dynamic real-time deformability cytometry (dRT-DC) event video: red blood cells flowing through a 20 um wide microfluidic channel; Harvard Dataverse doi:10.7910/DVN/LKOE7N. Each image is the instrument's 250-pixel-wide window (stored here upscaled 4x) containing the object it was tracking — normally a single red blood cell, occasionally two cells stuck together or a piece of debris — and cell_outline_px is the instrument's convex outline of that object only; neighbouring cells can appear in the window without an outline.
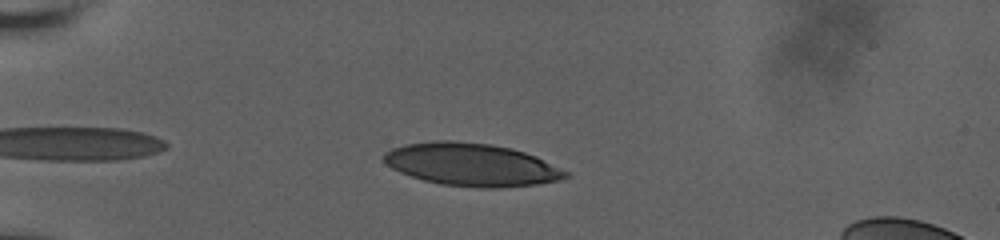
{"species": "human", "species_latin": "Homo sapiens", "temperature_condition": "room temperature", "stored_images_in_passage": 47, "camera_frame_rate_fps": 3000, "um_per_image_px": 0.085, "donor": {"sex": "male"}, "frame": {"image": 1, "passage_image": 5, "time_ms": 1.333, "image_size_px": [1000, 240], "cell_outline_px": [[568, 176], [560, 180], [536, 184], [496, 188], [480, 188], [440, 184], [424, 180], [400, 172], [392, 168], [384, 160], [384, 152], [392, 148], [404, 144], [432, 140], [452, 140], [492, 144], [512, 148], [536, 156], [568, 172]], "centroid_in_image_um": [40.06, 13.98], "position_along_channel_um": 44.9, "area_um2": 45.26}}
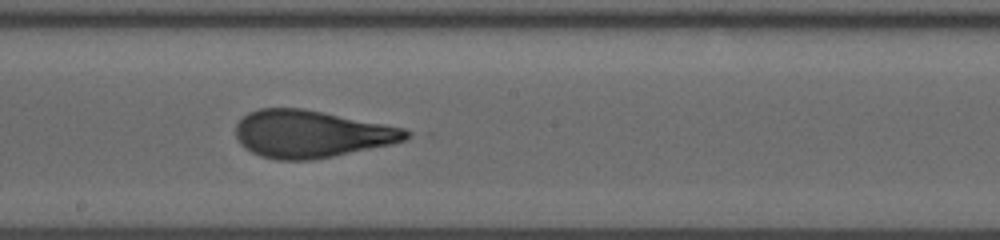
{"frame": {"image": 2, "passage_image": 23, "time_ms": 7.333, "image_size_px": [1000, 240], "cell_outline_px": [[412, 132], [404, 140], [392, 144], [312, 160], [276, 160], [260, 156], [244, 148], [236, 140], [236, 124], [248, 112], [260, 108], [300, 108], [404, 128]], "centroid_in_image_um": [26.4, 11.39], "position_along_channel_um": 221.8, "area_um2": 46.64}}
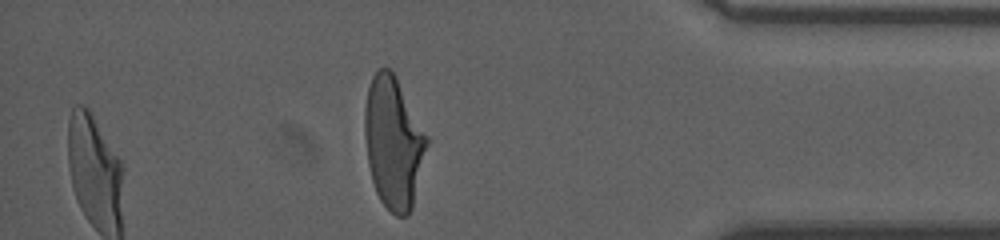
{"frame": {"image": 3, "passage_image": 40, "time_ms": 13.0, "image_size_px": [1000, 240], "cell_outline_px": [[432, 140], [412, 208], [408, 216], [396, 216], [380, 200], [376, 192], [372, 180], [368, 164], [364, 136], [364, 108], [368, 88], [372, 76], [380, 68], [388, 68], [396, 76]], "centroid_in_image_um": [33.49, 12.12], "position_along_channel_um": 401.7, "area_um2": 48.84}, "authors_computed_cell_mechanics": {"area_um2": 46.9336, "velocity_mm_per_s": 3.6578, "shape_relaxation_time_tau1_ms": 5.7849, "shape_relaxation_time_tau2_ms": 0.936, "deformation_change_tau1": 0.2222, "deformation_change_tau2": 0.0856}}